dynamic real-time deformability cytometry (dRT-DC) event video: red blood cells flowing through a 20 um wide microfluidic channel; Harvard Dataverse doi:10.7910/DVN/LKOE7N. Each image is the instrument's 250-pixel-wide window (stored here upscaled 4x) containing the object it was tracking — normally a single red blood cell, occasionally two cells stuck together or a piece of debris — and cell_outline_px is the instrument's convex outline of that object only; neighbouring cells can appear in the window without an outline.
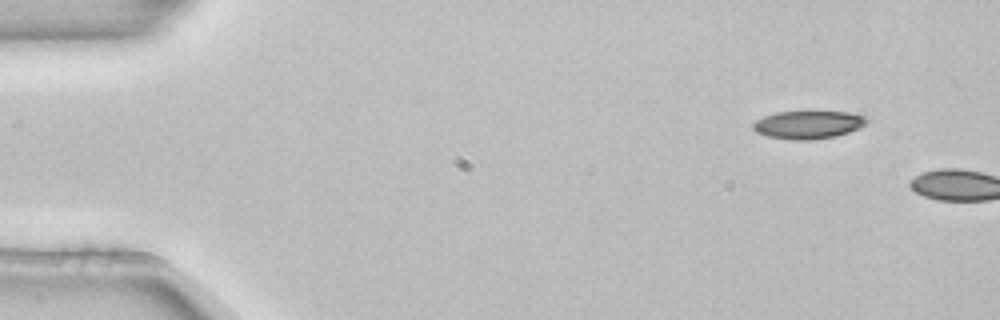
{"species": "common noctule bat (a hibernating species)", "species_latin": "Nyctalus noctula", "temperature_condition": "room temperature", "stored_images_in_passage": 5, "camera_frame_rate_fps": 3000, "um_per_image_px": 0.085, "animal": {"sex": "female", "body_mass_g": 22.7, "forearm_length_mm": 54.2}, "frame": {"image": 1, "passage_image": 5, "time_ms": 1.333, "image_size_px": [1000, 320], "cell_outline_px": [[868, 120], [860, 128], [836, 136], [812, 140], [792, 140], [768, 136], [756, 132], [752, 128], [752, 124], [756, 120], [764, 116], [776, 112], [848, 112], [864, 116]], "centroid_in_image_um": [68.67, 10.61], "position_along_channel_um": 16.3, "area_um2": 18.44}}